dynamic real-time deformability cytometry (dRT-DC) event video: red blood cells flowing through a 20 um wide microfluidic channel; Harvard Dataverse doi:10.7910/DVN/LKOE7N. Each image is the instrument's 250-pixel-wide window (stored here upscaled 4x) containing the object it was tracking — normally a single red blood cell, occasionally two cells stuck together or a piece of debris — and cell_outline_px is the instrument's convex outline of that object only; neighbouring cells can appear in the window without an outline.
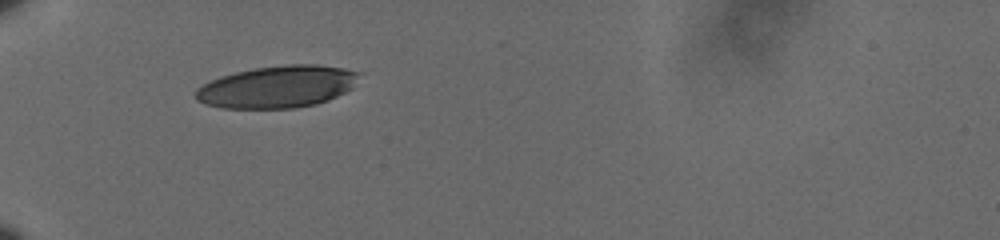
{"species": "human", "species_latin": "Homo sapiens", "temperature_condition": "cold", "stored_images_in_passage": 4, "camera_frame_rate_fps": 3000, "um_per_image_px": 0.085, "donor": {"sex": "male"}, "frame": {"image": 1, "passage_image": 1, "time_ms": 0.0, "image_size_px": [1000, 240], "cell_outline_px": [[364, 72], [352, 88], [328, 100], [316, 104], [292, 108], [220, 108], [196, 100], [196, 88], [220, 76], [236, 72], [256, 68], [284, 64], [316, 64], [344, 68]], "centroid_in_image_um": [23.63, 7.36], "position_along_channel_um": 61.4, "area_um2": 40.17}}
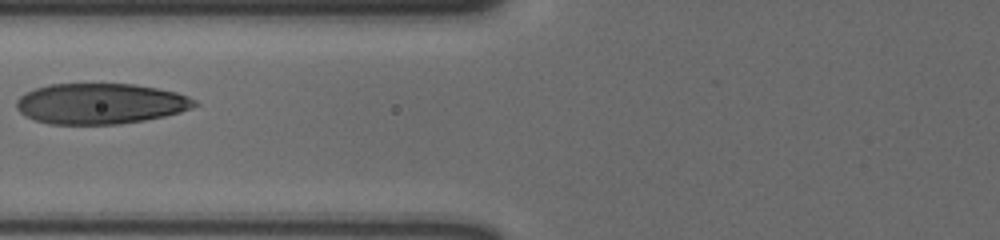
{"frame": {"image": 2, "passage_image": 3, "time_ms": 0.667, "image_size_px": [1000, 240], "cell_outline_px": [[200, 104], [192, 108], [180, 112], [164, 116], [144, 120], [116, 124], [48, 124], [24, 116], [16, 108], [16, 100], [24, 92], [48, 84], [132, 84], [156, 88], [176, 92], [188, 96], [196, 100]], "centroid_in_image_um": [8.52, 8.81], "position_along_channel_um": 117.3, "area_um2": 42.31}}
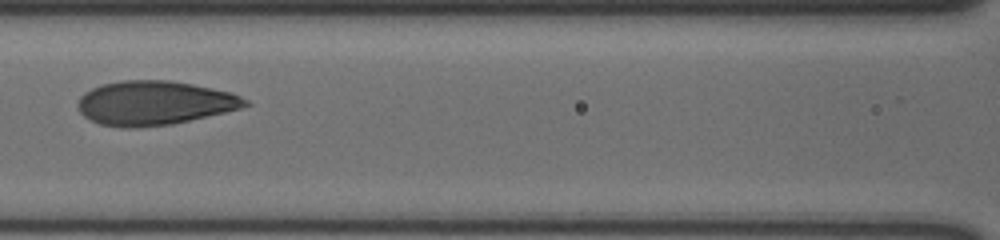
{"frame": {"image": 3, "passage_image": 4, "time_ms": 1.0, "image_size_px": [1000, 240], "cell_outline_px": [[252, 104], [240, 108], [224, 112], [172, 124], [136, 128], [124, 128], [100, 124], [84, 116], [80, 112], [76, 104], [80, 96], [84, 92], [100, 84], [120, 80], [168, 80], [192, 84], [232, 92], [248, 100]], "centroid_in_image_um": [13.1, 8.75], "position_along_channel_um": 153.5, "area_um2": 43.18}}